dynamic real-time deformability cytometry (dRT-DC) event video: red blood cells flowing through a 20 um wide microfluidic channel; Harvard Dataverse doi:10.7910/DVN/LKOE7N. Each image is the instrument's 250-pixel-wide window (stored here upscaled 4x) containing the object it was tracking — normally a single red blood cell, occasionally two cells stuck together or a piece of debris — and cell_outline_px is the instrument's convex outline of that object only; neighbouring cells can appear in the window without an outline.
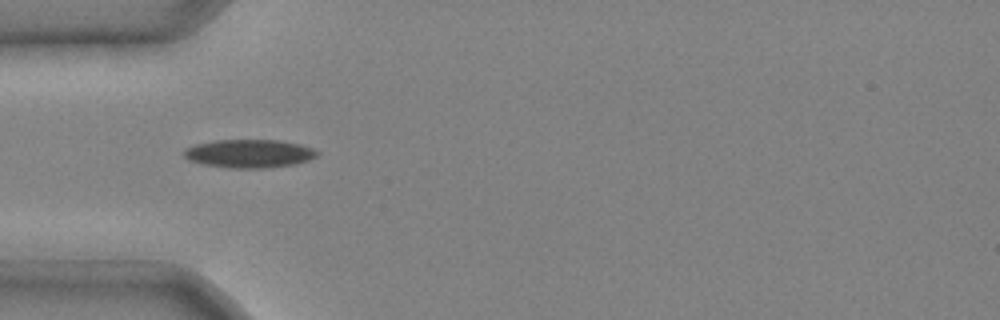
{"species": "common noctule bat (a hibernating species)", "species_latin": "Nyctalus noctula", "temperature_condition": "cold", "stored_images_in_passage": 5, "camera_frame_rate_fps": 3000, "um_per_image_px": 0.085, "animal": {"sex": "male", "body_mass_g": 20.4}, "frame": {"image": 1, "passage_image": 4, "time_ms": 1.0, "image_size_px": [1000, 320], "cell_outline_px": [[320, 152], [316, 156], [308, 160], [296, 164], [264, 168], [232, 168], [204, 164], [188, 160], [184, 156], [184, 148], [196, 144], [216, 140], [276, 140], [300, 144], [312, 148]], "centroid_in_image_um": [21.18, 13.05], "position_along_channel_um": 63.8, "area_um2": 21.91}}
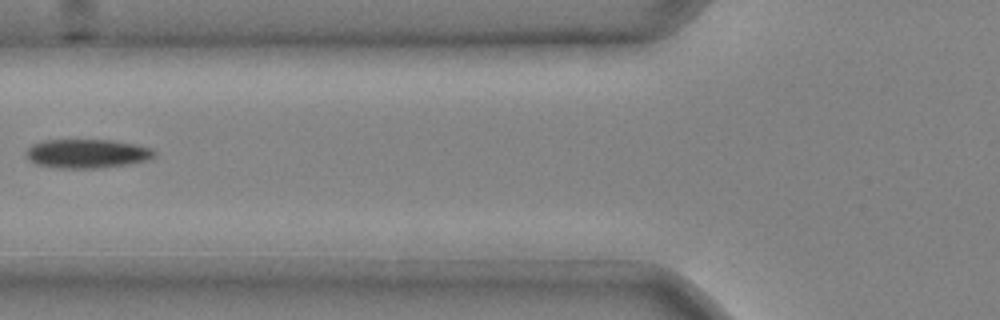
{"frame": {"image": 2, "passage_image": 5, "time_ms": 1.333, "image_size_px": [1000, 320], "cell_outline_px": [[156, 156], [144, 160], [128, 164], [96, 168], [60, 168], [36, 164], [28, 160], [24, 152], [32, 144], [44, 140], [112, 140], [136, 144], [152, 148], [156, 152]], "centroid_in_image_um": [7.37, 13.05], "position_along_channel_um": 118.4, "area_um2": 21.68}}